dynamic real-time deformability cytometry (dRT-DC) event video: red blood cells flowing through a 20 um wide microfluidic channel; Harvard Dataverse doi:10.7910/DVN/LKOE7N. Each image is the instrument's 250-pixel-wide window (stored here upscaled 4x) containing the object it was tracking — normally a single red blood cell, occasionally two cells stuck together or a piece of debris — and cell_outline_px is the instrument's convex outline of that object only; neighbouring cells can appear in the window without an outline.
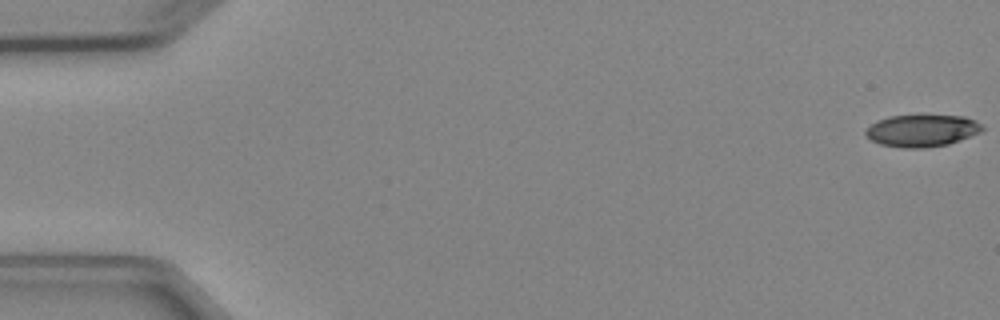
{"species": "Egyptian fruit bat (a non-hibernating species)", "species_latin": "Rousettus aegyptiacus", "temperature_condition": "cold", "stored_images_in_passage": 5, "camera_frame_rate_fps": 3000, "um_per_image_px": 0.085, "animal": {"sex": "female"}, "frame": {"image": 1, "passage_image": 1, "time_ms": 0.0, "image_size_px": [1000, 320], "cell_outline_px": [[984, 128], [980, 132], [948, 144], [924, 148], [904, 148], [880, 144], [872, 140], [864, 132], [872, 124], [888, 116], [924, 112], [964, 116], [976, 120]], "centroid_in_image_um": [78.39, 11.04], "position_along_channel_um": 6.6, "area_um2": 22.48}}
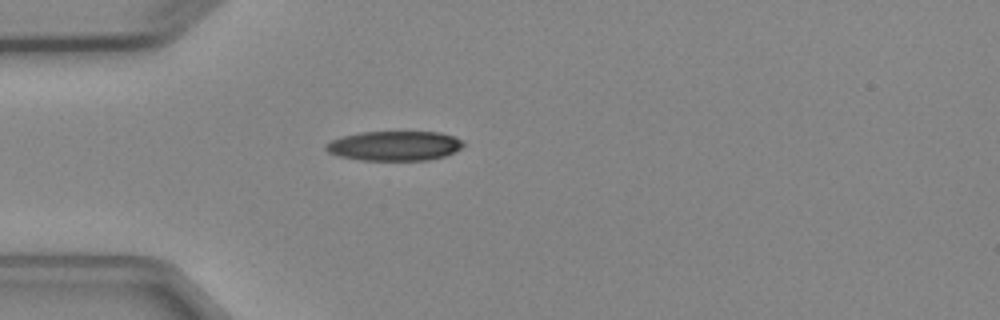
{"frame": {"image": 2, "passage_image": 5, "time_ms": 4.667, "image_size_px": [1000, 320], "cell_outline_px": [[464, 144], [460, 148], [444, 156], [428, 160], [360, 160], [340, 156], [328, 152], [324, 148], [324, 144], [340, 136], [360, 132], [440, 132], [464, 140]], "centroid_in_image_um": [33.5, 12.39], "position_along_channel_um": 51.5, "area_um2": 23.76}}